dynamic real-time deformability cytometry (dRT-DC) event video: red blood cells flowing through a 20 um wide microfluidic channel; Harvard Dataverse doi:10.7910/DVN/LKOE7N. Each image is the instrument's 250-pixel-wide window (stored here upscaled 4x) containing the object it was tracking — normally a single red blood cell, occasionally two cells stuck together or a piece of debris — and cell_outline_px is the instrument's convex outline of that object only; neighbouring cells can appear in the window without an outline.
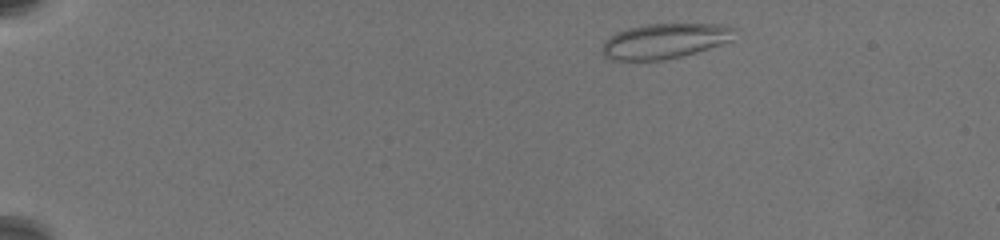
{"species": "common noctule bat (a hibernating species)", "species_latin": "Nyctalus noctula", "temperature_condition": "warm", "stored_images_in_passage": 56, "camera_frame_rate_fps": 3000, "um_per_image_px": 0.085, "animal": {"sex": "female", "body_mass_g": 19.5, "forearm_length_mm": 54.1}, "frame": {"image": 1, "passage_image": 5, "time_ms": 1.667, "image_size_px": [1000, 240], "cell_outline_px": [[736, 28], [732, 40], [724, 44], [696, 52], [664, 60], [612, 60], [604, 56], [600, 48], [604, 40], [616, 32], [628, 28], [648, 24], [720, 24]], "centroid_in_image_um": [56.49, 3.48], "position_along_channel_um": 28.5, "area_um2": 27.22}}
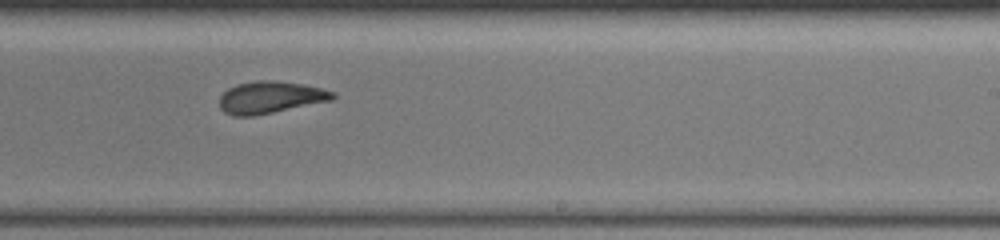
{"frame": {"image": 2, "passage_image": 36, "time_ms": 11.667, "image_size_px": [1000, 240], "cell_outline_px": [[336, 96], [332, 100], [252, 116], [232, 116], [224, 112], [220, 108], [220, 96], [228, 88], [236, 84], [256, 80], [276, 80], [304, 84], [336, 92]], "centroid_in_image_um": [22.97, 8.26], "position_along_channel_um": 266.0, "area_um2": 21.15}}
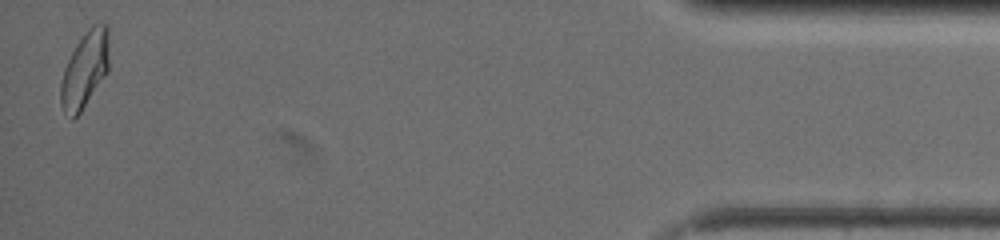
{"frame": {"image": 3, "passage_image": 55, "time_ms": 18.333, "image_size_px": [1000, 240], "cell_outline_px": [[108, 72], [80, 112], [72, 120], [64, 112], [60, 104], [60, 84], [64, 68], [76, 44], [88, 28], [92, 24], [108, 24]], "centroid_in_image_um": [7.2, 5.92], "position_along_channel_um": 428.0, "area_um2": 21.44}, "authors_computed_cell_mechanics": {"area_um2": 21.5016, "velocity_mm_per_s": 3.5068, "shape_relaxation_time_tau1_ms": 9.1302, "shape_relaxation_time_tau2_ms": 1.5968, "deformation_change_tau1": 0.2077, "deformation_change_tau2": 0.0824}}